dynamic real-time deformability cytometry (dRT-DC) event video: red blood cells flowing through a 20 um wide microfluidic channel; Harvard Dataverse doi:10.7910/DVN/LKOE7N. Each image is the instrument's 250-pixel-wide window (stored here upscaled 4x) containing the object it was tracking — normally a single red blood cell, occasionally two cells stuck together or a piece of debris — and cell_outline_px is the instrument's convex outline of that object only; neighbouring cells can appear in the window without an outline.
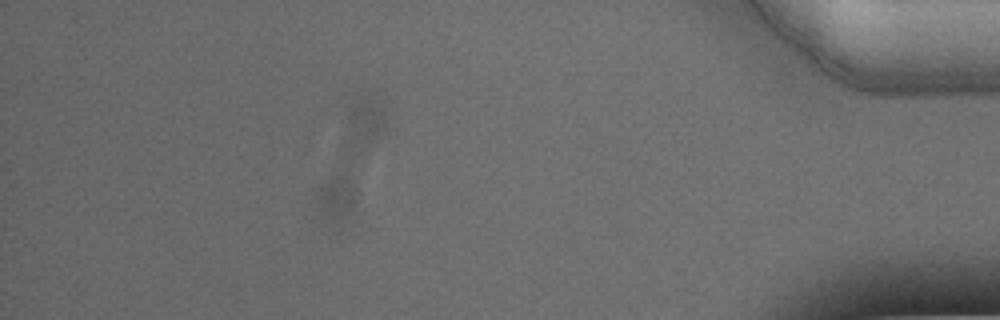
{"species": "Egyptian fruit bat (a non-hibernating species)", "species_latin": "Rousettus aegyptiacus", "temperature_condition": "warm", "stored_images_in_passage": 58, "camera_frame_rate_fps": 3000, "um_per_image_px": 0.085, "animal": {"sex": "male"}, "frame": {"image": 1, "passage_image": 51, "time_ms": 16.667, "image_size_px": [1000, 320], "cell_outline_px": [[356, 200], [352, 212], [340, 232], [324, 224], [316, 200], [316, 196], [320, 184], [340, 164], [352, 180], [356, 188]], "centroid_in_image_um": [28.6, 16.89], "position_along_channel_um": 406.6, "area_um2": 12.95}}